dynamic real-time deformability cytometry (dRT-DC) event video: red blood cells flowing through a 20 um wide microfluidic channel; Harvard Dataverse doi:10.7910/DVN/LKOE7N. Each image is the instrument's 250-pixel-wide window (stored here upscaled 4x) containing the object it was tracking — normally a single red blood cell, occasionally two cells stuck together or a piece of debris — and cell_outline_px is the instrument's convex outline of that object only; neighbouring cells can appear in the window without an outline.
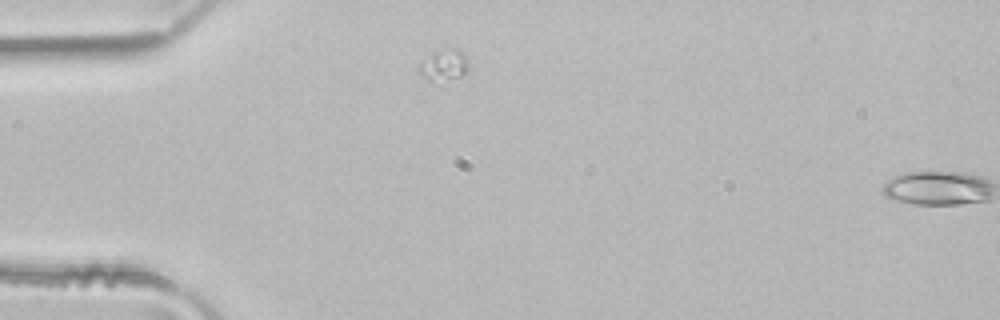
{"species": "common noctule bat (a hibernating species)", "species_latin": "Nyctalus noctula", "temperature_condition": "room temperature", "stored_images_in_passage": 2, "segment_of_instrument_passage": [1, 2], "camera_frame_rate_fps": 3000, "um_per_image_px": 0.085, "animal": {"sex": "male", "body_mass_g": 21.5, "forearm_length_mm": 52.0}, "frame": {"image": 1, "passage_image": 1, "time_ms": 0.0, "image_size_px": [1000, 320], "cell_outline_px": [[468, 72], [448, 88], [440, 88], [432, 84], [420, 76], [416, 72], [420, 60], [432, 52], [440, 48], [456, 48], [464, 52], [468, 64]], "centroid_in_image_um": [37.69, 5.7], "position_along_channel_um": 47.3, "area_um2": 10.92}}